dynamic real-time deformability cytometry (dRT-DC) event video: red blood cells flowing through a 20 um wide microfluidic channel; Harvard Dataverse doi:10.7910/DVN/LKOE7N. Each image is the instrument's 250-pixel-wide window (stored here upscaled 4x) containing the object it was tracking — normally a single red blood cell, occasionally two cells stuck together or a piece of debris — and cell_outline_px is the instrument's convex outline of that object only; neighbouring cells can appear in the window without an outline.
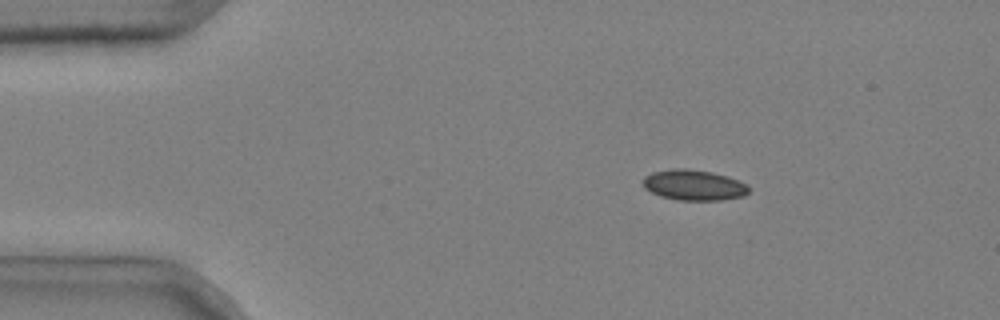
{"species": "common noctule bat (a hibernating species)", "species_latin": "Nyctalus noctula", "temperature_condition": "cold", "stored_images_in_passage": 6, "camera_frame_rate_fps": 3000, "um_per_image_px": 0.085, "animal": {"sex": "male", "body_mass_g": 20.4}, "frame": {"image": 1, "passage_image": 2, "time_ms": 0.333, "image_size_px": [1000, 320], "cell_outline_px": [[748, 192], [744, 196], [720, 200], [676, 200], [660, 196], [644, 188], [644, 176], [652, 172], [672, 168], [684, 168], [712, 172], [728, 176], [740, 180], [748, 184]], "centroid_in_image_um": [58.99, 15.72], "position_along_channel_um": 26.0, "area_um2": 18.96}}